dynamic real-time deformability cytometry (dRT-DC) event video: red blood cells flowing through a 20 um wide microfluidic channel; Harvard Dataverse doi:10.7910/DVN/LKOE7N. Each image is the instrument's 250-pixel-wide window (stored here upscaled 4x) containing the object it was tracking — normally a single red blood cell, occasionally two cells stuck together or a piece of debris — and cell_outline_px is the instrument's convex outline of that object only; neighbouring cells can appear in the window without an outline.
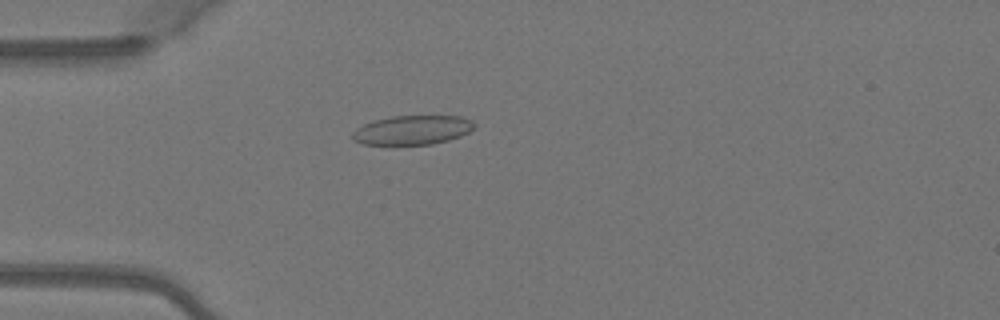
{"species": "Egyptian fruit bat (a non-hibernating species)", "species_latin": "Rousettus aegyptiacus", "temperature_condition": "warm", "stored_images_in_passage": 34, "camera_frame_rate_fps": 3000, "um_per_image_px": 0.085, "animal": {"sex": "female"}, "frame": {"image": 1, "passage_image": 4, "time_ms": 1.0, "image_size_px": [1000, 320], "cell_outline_px": [[476, 124], [468, 132], [460, 136], [448, 140], [432, 144], [392, 148], [364, 144], [352, 140], [352, 132], [356, 128], [364, 124], [376, 120], [392, 116], [460, 116], [472, 120]], "centroid_in_image_um": [34.99, 11.11], "position_along_channel_um": 50.0, "area_um2": 21.56}}
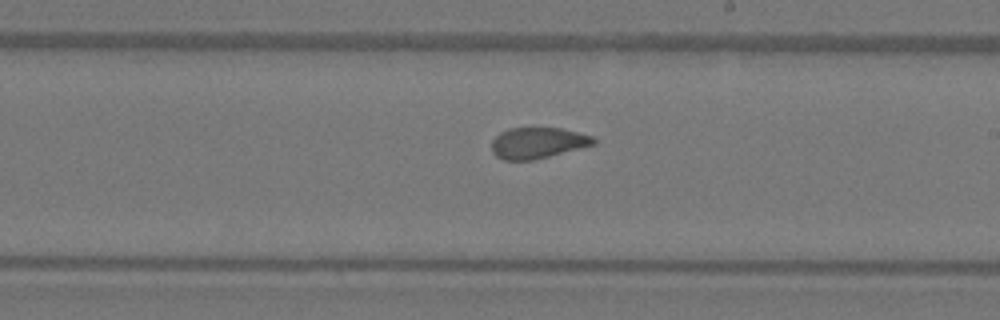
{"frame": {"image": 2, "passage_image": 19, "time_ms": 6.0, "image_size_px": [1000, 320], "cell_outline_px": [[596, 144], [532, 160], [504, 160], [496, 156], [492, 152], [492, 140], [500, 132], [508, 128], [560, 128], [592, 136], [596, 140]], "centroid_in_image_um": [45.68, 12.14], "position_along_channel_um": 243.3, "area_um2": 18.26}}
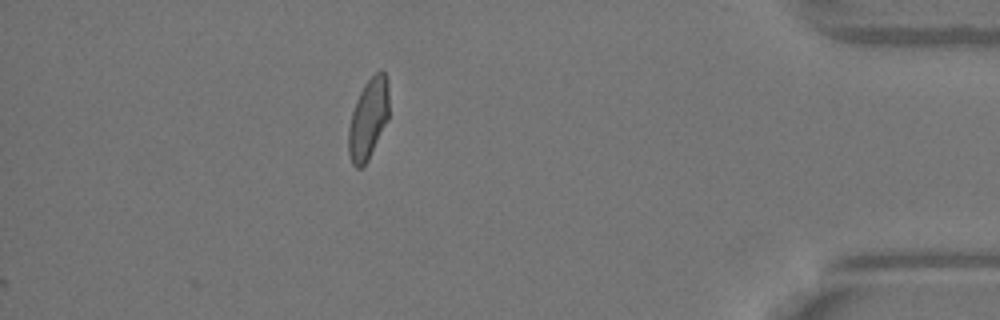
{"frame": {"image": 3, "passage_image": 34, "time_ms": 11.0, "image_size_px": [1000, 320], "cell_outline_px": [[388, 120], [368, 160], [360, 168], [356, 168], [352, 164], [348, 152], [348, 128], [352, 112], [356, 100], [364, 84], [380, 68], [384, 72], [388, 80]], "centroid_in_image_um": [31.3, 10.09], "position_along_channel_um": 403.9, "area_um2": 19.07}, "authors_computed_cell_mechanics": {"area_um2": 19.5942, "velocity_mm_per_s": 4.1065, "shape_relaxation_time_tau1_ms": 7.7024, "shape_relaxation_time_tau2_ms": 1.1268, "deformation_change_tau1": 0.1752, "deformation_change_tau2": 0.0626}}